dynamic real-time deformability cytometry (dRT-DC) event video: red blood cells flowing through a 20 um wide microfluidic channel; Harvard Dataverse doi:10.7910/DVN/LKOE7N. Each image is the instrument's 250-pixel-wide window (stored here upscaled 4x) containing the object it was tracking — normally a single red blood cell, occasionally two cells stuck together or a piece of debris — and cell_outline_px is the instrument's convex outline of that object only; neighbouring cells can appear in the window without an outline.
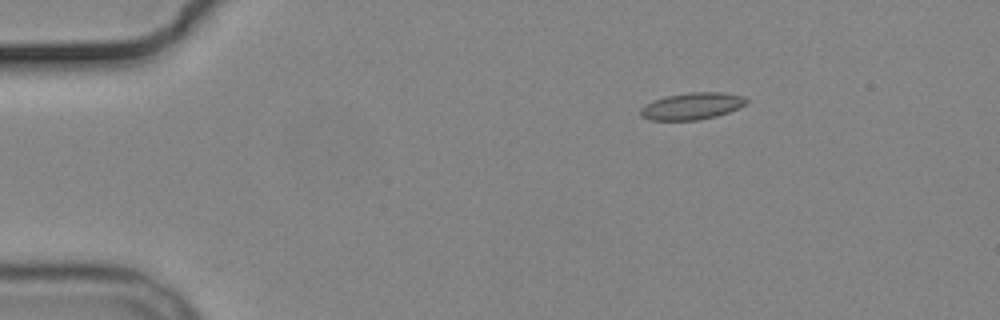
{"species": "common noctule bat (a hibernating species)", "species_latin": "Nyctalus noctula", "temperature_condition": "cold", "stored_images_in_passage": 3, "camera_frame_rate_fps": 3000, "um_per_image_px": 0.085, "animal": {"sex": "male", "body_mass_g": 19.2, "forearm_length_mm": 51.8}, "frame": {"image": 1, "passage_image": 1, "time_ms": 0.0, "image_size_px": [1000, 320], "cell_outline_px": [[748, 100], [740, 108], [716, 116], [700, 120], [652, 120], [640, 116], [640, 108], [644, 104], [652, 100], [668, 96], [688, 92], [724, 92], [744, 96]], "centroid_in_image_um": [58.81, 9.01], "position_along_channel_um": 26.2, "area_um2": 16.7}}